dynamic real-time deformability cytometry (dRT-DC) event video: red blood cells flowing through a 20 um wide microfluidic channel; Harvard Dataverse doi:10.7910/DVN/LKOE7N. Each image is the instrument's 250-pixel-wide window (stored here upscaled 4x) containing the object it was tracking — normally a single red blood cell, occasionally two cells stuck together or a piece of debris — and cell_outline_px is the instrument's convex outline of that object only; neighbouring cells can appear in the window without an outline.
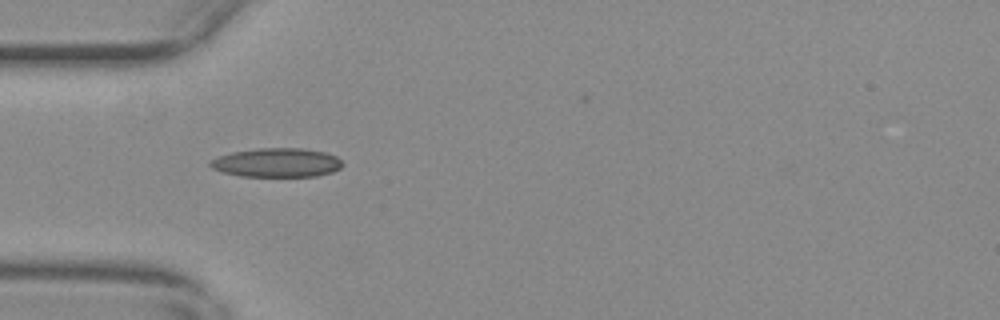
{"species": "common noctule bat (a hibernating species)", "species_latin": "Nyctalus noctula", "temperature_condition": "warm", "stored_images_in_passage": 38, "camera_frame_rate_fps": 3000, "um_per_image_px": 0.085, "animal": {"sex": "female", "body_mass_g": 29.2, "forearm_length_mm": 56.3}, "frame": {"image": 1, "passage_image": 2, "time_ms": 0.333, "image_size_px": [1000, 320], "cell_outline_px": [[344, 164], [340, 168], [332, 172], [316, 176], [240, 176], [224, 172], [212, 168], [208, 164], [212, 160], [220, 156], [232, 152], [260, 148], [304, 148], [324, 152], [336, 156]], "centroid_in_image_um": [23.56, 13.82], "position_along_channel_um": 61.4, "area_um2": 22.2}}
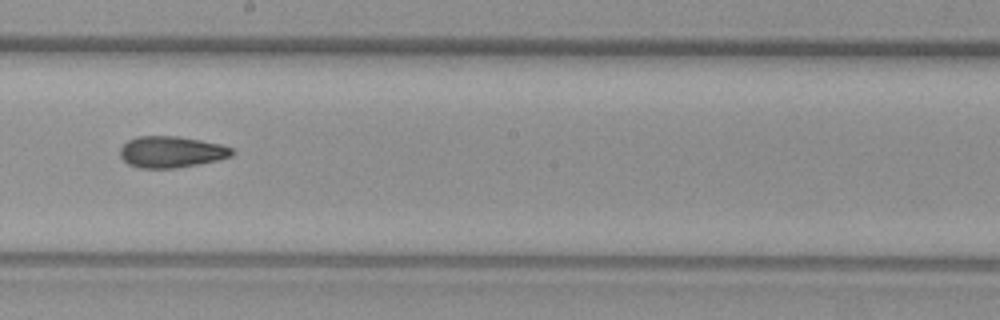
{"frame": {"image": 2, "passage_image": 16, "time_ms": 5.0, "image_size_px": [1000, 320], "cell_outline_px": [[236, 152], [232, 156], [216, 160], [176, 168], [140, 168], [128, 164], [120, 156], [120, 148], [128, 140], [136, 136], [180, 136], [220, 144], [232, 148]], "centroid_in_image_um": [14.55, 12.9], "position_along_channel_um": 233.6, "area_um2": 20.46}}
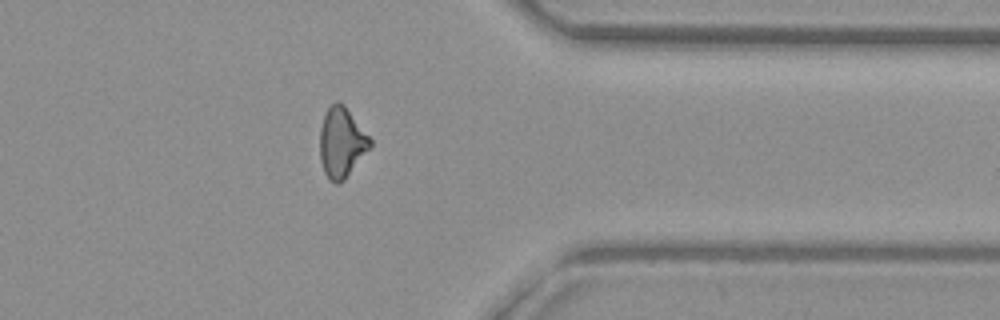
{"frame": {"image": 3, "passage_image": 29, "time_ms": 9.333, "image_size_px": [1000, 320], "cell_outline_px": [[372, 148], [344, 180], [340, 184], [336, 184], [328, 180], [324, 172], [320, 160], [320, 128], [324, 112], [336, 100], [344, 104], [372, 140]], "centroid_in_image_um": [29.04, 12.14], "position_along_channel_um": 382.4, "area_um2": 20.92}, "authors_computed_cell_mechanics": {"area_um2": 20.4612, "velocity_mm_per_s": 3.7152, "shape_relaxation_time_tau1_ms": null, "shape_relaxation_time_tau2_ms": 4.2081, "deformation_change_tau1": null, "deformation_change_tau2": 0.1191}}